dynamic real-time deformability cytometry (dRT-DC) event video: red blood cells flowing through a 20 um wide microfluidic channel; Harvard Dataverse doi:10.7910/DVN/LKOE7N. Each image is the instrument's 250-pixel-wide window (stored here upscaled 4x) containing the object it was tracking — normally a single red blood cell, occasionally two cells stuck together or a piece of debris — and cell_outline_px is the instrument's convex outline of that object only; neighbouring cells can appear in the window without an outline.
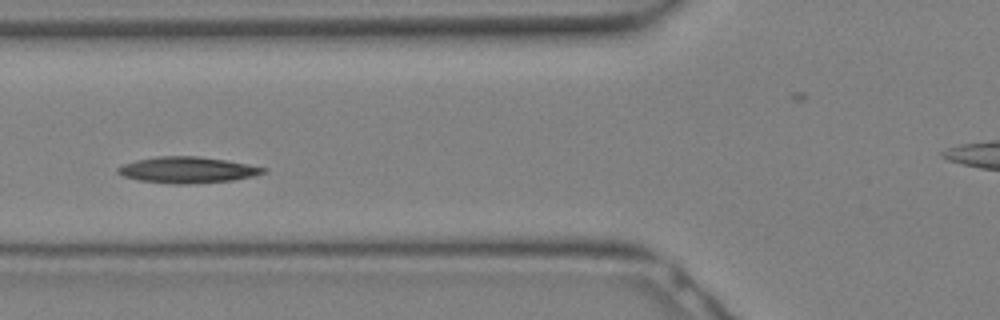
{"species": "Egyptian fruit bat (a non-hibernating species)", "species_latin": "Rousettus aegyptiacus", "temperature_condition": "warm", "stored_images_in_passage": 28, "camera_frame_rate_fps": 3000, "um_per_image_px": 0.085, "animal": {"sex": "female"}, "frame": {"image": 1, "passage_image": 8, "time_ms": 2.333, "image_size_px": [1000, 320], "cell_outline_px": [[268, 168], [264, 172], [252, 176], [232, 180], [188, 184], [172, 184], [136, 180], [124, 176], [116, 172], [116, 168], [124, 164], [136, 160], [156, 156], [196, 156], [228, 160]], "centroid_in_image_um": [15.9, 14.44], "position_along_channel_um": 109.9, "area_um2": 22.2}}
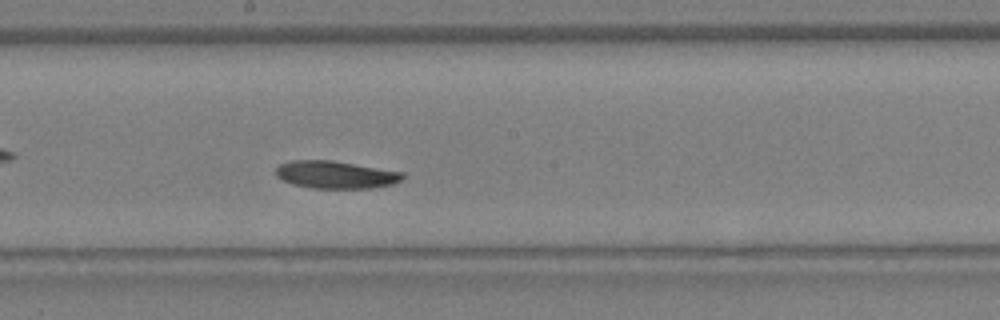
{"frame": {"image": 2, "passage_image": 13, "time_ms": 4.0, "image_size_px": [1000, 320], "cell_outline_px": [[404, 176], [400, 180], [392, 184], [372, 188], [312, 188], [292, 184], [276, 176], [276, 168], [280, 164], [288, 160], [332, 160], [404, 172]], "centroid_in_image_um": [28.51, 14.84], "position_along_channel_um": 219.7, "area_um2": 20.35}}
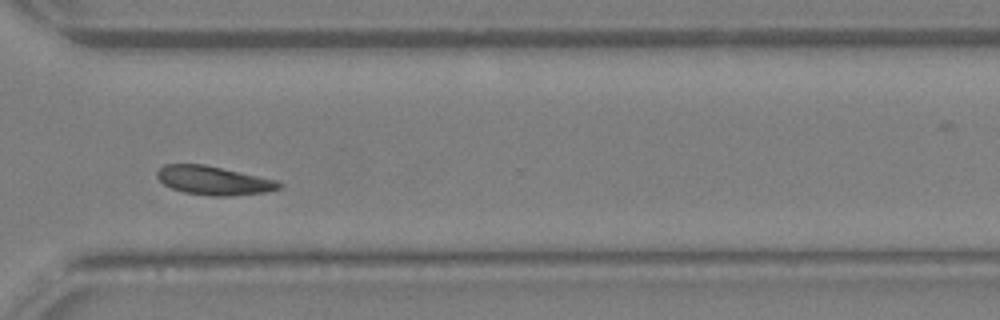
{"frame": {"image": 3, "passage_image": 19, "time_ms": 6.0, "image_size_px": [1000, 320], "cell_outline_px": [[284, 184], [280, 188], [264, 192], [228, 196], [212, 196], [184, 192], [172, 188], [164, 184], [156, 176], [156, 172], [164, 164], [204, 164], [280, 180]], "centroid_in_image_um": [18.19, 15.33], "position_along_channel_um": 352.4, "area_um2": 20.52}}